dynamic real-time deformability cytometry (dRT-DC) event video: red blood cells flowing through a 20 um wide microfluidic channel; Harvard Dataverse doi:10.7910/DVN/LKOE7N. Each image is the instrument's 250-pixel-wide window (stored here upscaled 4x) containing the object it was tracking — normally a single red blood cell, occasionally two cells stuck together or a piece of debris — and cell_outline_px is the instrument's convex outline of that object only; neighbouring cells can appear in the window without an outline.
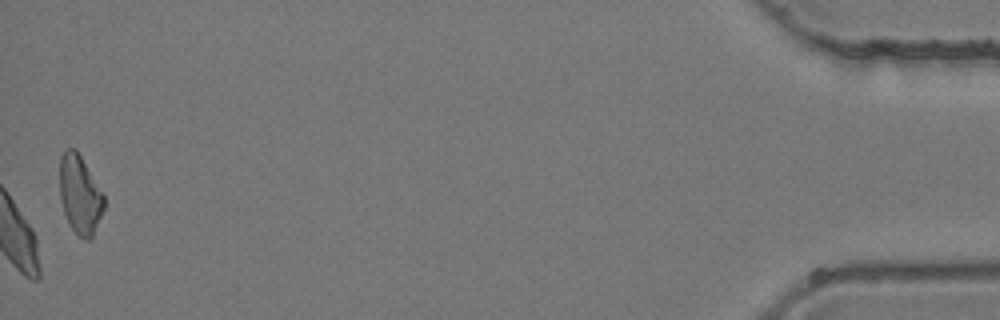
{"species": "common noctule bat (a hibernating species)", "species_latin": "Nyctalus noctula", "temperature_condition": "room temperature", "stored_images_in_passage": 40, "camera_frame_rate_fps": 3000, "um_per_image_px": 0.085, "animal": {"sex": "female", "body_mass_g": 24.6, "forearm_length_mm": 56.2}, "frame": {"image": 1, "passage_image": 40, "time_ms": 13.0, "image_size_px": [1000, 320], "cell_outline_px": [[104, 208], [92, 236], [88, 240], [84, 240], [68, 224], [60, 200], [60, 156], [68, 148], [76, 148], [104, 192]], "centroid_in_image_um": [6.8, 16.51], "position_along_channel_um": 428.4, "area_um2": 20.4}}